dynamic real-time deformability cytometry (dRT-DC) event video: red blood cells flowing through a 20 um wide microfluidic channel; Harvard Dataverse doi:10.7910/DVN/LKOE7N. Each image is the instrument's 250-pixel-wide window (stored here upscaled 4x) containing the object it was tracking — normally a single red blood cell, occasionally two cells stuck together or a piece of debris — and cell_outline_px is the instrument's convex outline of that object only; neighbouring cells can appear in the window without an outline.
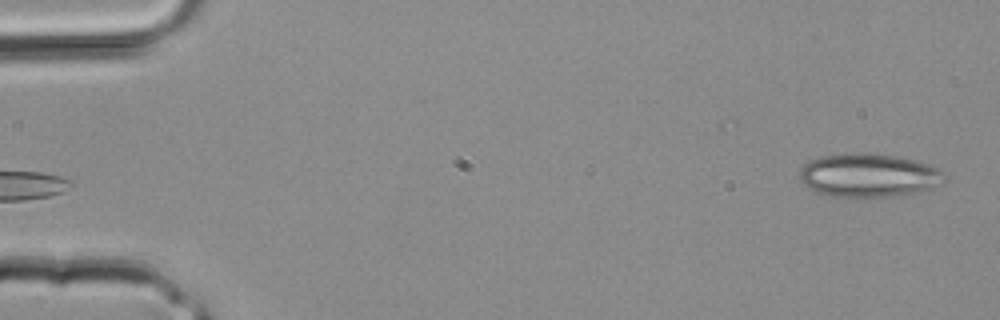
{"species": "common noctule bat (a hibernating species)", "species_latin": "Nyctalus noctula", "temperature_condition": "room temperature", "stored_images_in_passage": 3, "camera_frame_rate_fps": 3000, "um_per_image_px": 0.085, "animal": {"sex": "male", "body_mass_g": 20.4}, "frame": {"image": 1, "passage_image": 1, "time_ms": 0.0, "image_size_px": [1000, 320], "cell_outline_px": [[944, 172], [932, 188], [916, 192], [892, 196], [836, 196], [820, 192], [808, 188], [800, 180], [800, 168], [804, 164], [820, 156], [856, 152], [860, 152], [896, 156], [928, 164]], "centroid_in_image_um": [73.76, 14.88], "position_along_channel_um": 11.2, "area_um2": 35.84}}